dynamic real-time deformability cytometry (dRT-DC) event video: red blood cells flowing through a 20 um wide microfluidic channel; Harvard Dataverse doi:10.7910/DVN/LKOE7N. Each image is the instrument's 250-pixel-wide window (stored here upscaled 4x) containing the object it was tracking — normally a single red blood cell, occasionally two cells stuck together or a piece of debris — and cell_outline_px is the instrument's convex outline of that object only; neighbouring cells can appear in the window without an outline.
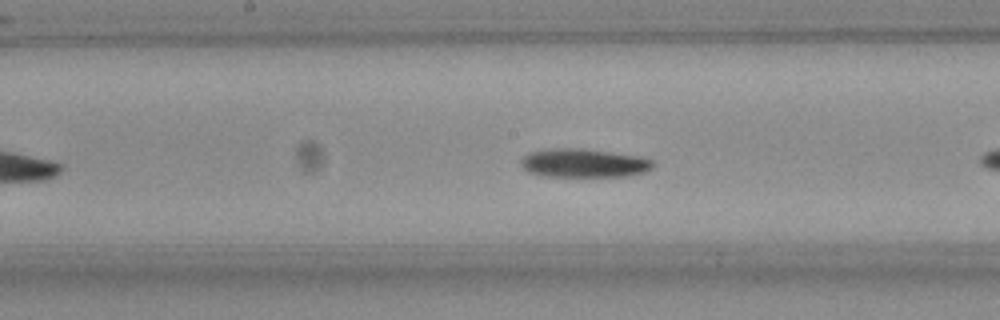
{"species": "Egyptian fruit bat (a non-hibernating species)", "species_latin": "Rousettus aegyptiacus", "temperature_condition": "room temperature", "stored_images_in_passage": 29, "segment_of_instrument_passage": [2, 2], "camera_frame_rate_fps": 3000, "um_per_image_px": 0.085, "frame": {"image": 1, "passage_image": 12, "time_ms": 3.667, "image_size_px": [1000, 320], "cell_outline_px": [[648, 164], [640, 168], [624, 172], [556, 172], [532, 168], [528, 164], [528, 160], [532, 156], [564, 152], [584, 152], [616, 156], [640, 160]], "centroid_in_image_um": [49.63, 13.84], "position_along_channel_um": 198.6, "area_um2": 13.53}}
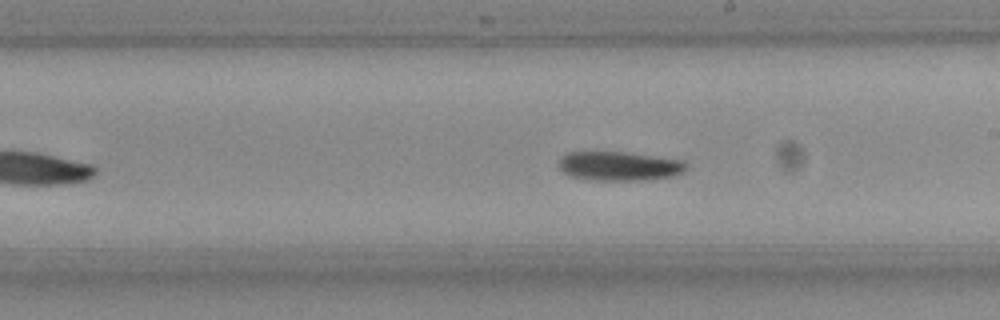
{"frame": {"image": 2, "passage_image": 15, "time_ms": 4.667, "image_size_px": [1000, 320], "cell_outline_px": [[680, 164], [672, 172], [640, 176], [612, 176], [580, 172], [568, 168], [568, 160], [572, 156], [628, 156], [660, 160]], "centroid_in_image_um": [52.72, 14.09], "position_along_channel_um": 236.3, "area_um2": 12.89}}